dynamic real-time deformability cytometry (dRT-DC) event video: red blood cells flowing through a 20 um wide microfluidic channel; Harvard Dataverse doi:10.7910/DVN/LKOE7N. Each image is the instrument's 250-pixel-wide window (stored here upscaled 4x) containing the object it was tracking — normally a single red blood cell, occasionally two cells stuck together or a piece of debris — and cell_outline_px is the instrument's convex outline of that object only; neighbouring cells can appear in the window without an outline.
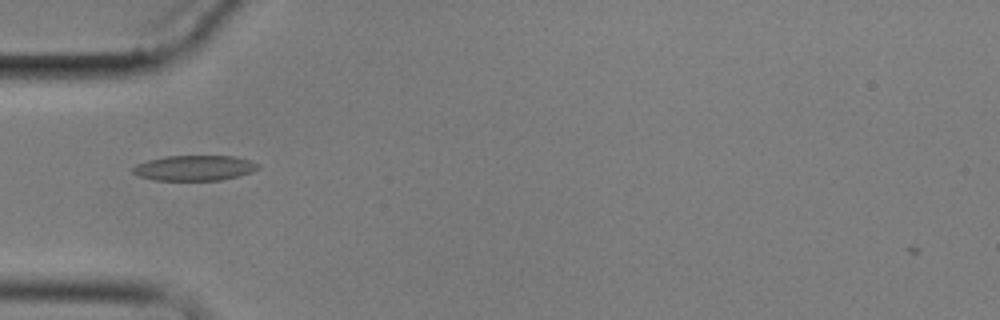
{"species": "common noctule bat (a hibernating species)", "species_latin": "Nyctalus noctula", "temperature_condition": "cold", "stored_images_in_passage": 2, "camera_frame_rate_fps": 3000, "um_per_image_px": 0.085, "animal": {"sex": "male", "body_mass_g": 17.9}, "frame": {"image": 1, "passage_image": 1, "time_ms": 0.0, "image_size_px": [1000, 320], "cell_outline_px": [[260, 168], [252, 172], [220, 180], [156, 180], [140, 176], [132, 172], [132, 168], [136, 164], [148, 160], [168, 156], [236, 156], [260, 164]], "centroid_in_image_um": [16.55, 14.27], "position_along_channel_um": 68.5, "area_um2": 18.32}}
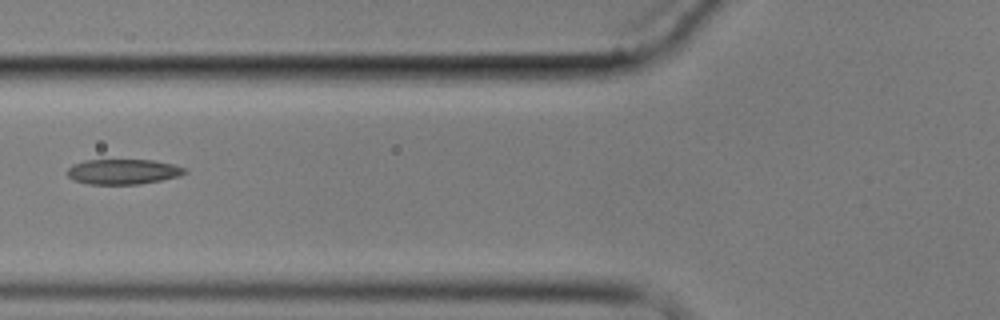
{"frame": {"image": 2, "passage_image": 2, "time_ms": 1.333, "image_size_px": [1000, 320], "cell_outline_px": [[188, 172], [180, 176], [140, 184], [88, 184], [72, 180], [68, 176], [68, 168], [72, 164], [84, 160], [152, 160], [176, 164], [188, 168]], "centroid_in_image_um": [10.5, 14.59], "position_along_channel_um": 115.3, "area_um2": 17.46}}